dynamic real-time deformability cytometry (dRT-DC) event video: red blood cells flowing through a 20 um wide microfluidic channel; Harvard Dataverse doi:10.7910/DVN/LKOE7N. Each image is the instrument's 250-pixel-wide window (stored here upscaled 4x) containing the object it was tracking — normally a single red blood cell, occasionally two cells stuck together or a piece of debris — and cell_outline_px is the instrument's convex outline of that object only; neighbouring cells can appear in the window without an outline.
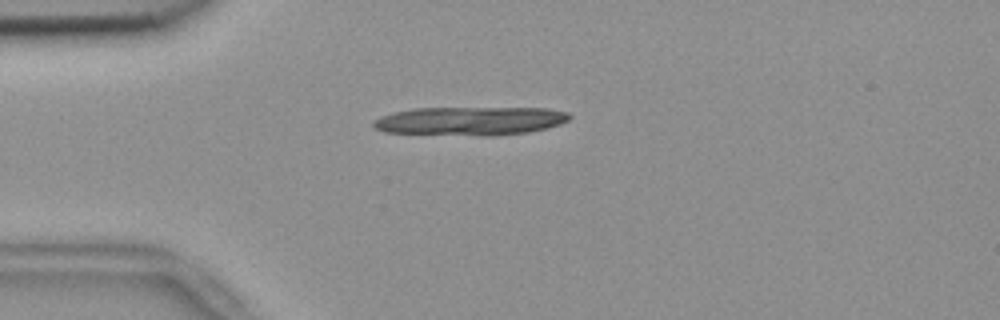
{"species": "common noctule bat (a hibernating species)", "species_latin": "Nyctalus noctula", "temperature_condition": "room temperature", "stored_images_in_passage": 7, "camera_frame_rate_fps": 3000, "um_per_image_px": 0.085, "animal": {"sex": "female", "body_mass_g": 18.4}, "frame": {"image": 1, "passage_image": 4, "time_ms": 1.0, "image_size_px": [1000, 320], "cell_outline_px": [[572, 116], [568, 120], [560, 124], [548, 128], [528, 132], [492, 136], [484, 136], [384, 132], [376, 128], [372, 124], [372, 120], [380, 116], [392, 112], [412, 108], [548, 108], [568, 112]], "centroid_in_image_um": [39.97, 10.28], "position_along_channel_um": 45.0, "area_um2": 32.95}}